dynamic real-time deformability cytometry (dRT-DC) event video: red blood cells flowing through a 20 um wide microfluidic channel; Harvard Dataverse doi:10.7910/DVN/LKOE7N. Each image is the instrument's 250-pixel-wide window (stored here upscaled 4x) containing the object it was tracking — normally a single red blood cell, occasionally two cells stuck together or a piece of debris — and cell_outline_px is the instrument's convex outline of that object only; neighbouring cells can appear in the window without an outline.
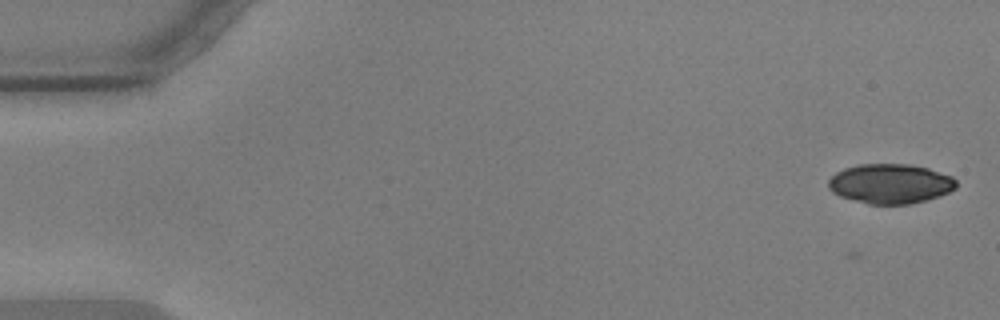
{"species": "common noctule bat (a hibernating species)", "species_latin": "Nyctalus noctula", "temperature_condition": "warm", "stored_images_in_passage": 2, "camera_frame_rate_fps": 3000, "um_per_image_px": 0.085, "animal": {"sex": "male", "body_mass_g": 17.9, "forearm_length_mm": 54.2}, "frame": {"image": 1, "passage_image": 2, "time_ms": 0.333, "image_size_px": [1000, 320], "cell_outline_px": [[956, 188], [940, 196], [908, 204], [868, 204], [840, 196], [832, 192], [828, 188], [828, 180], [836, 172], [844, 168], [860, 164], [908, 164], [928, 168], [952, 176], [956, 180]], "centroid_in_image_um": [75.66, 15.61], "position_along_channel_um": 9.3, "area_um2": 29.54}}